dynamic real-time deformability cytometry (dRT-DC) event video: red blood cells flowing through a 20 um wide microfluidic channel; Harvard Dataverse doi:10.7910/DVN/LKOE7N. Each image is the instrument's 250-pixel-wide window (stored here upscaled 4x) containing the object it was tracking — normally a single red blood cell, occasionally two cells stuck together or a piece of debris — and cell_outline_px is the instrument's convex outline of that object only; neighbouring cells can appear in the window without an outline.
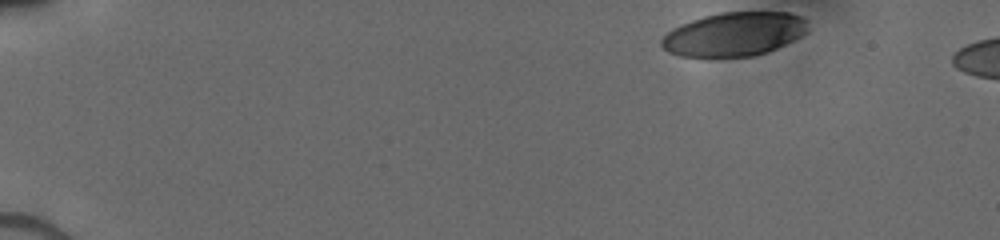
{"species": "human", "species_latin": "Homo sapiens", "temperature_condition": "cold", "stored_images_in_passage": 13, "camera_frame_rate_fps": 3000, "um_per_image_px": 0.085, "donor": {"sex": "male"}, "frame": {"image": 1, "passage_image": 1, "time_ms": 0.0, "image_size_px": [1000, 240], "cell_outline_px": [[808, 32], [768, 52], [752, 56], [680, 56], [668, 52], [660, 44], [660, 40], [672, 28], [692, 20], [704, 16], [720, 12], [788, 12], [800, 16], [808, 20]], "centroid_in_image_um": [62.42, 2.89], "position_along_channel_um": 22.6, "area_um2": 37.22}}